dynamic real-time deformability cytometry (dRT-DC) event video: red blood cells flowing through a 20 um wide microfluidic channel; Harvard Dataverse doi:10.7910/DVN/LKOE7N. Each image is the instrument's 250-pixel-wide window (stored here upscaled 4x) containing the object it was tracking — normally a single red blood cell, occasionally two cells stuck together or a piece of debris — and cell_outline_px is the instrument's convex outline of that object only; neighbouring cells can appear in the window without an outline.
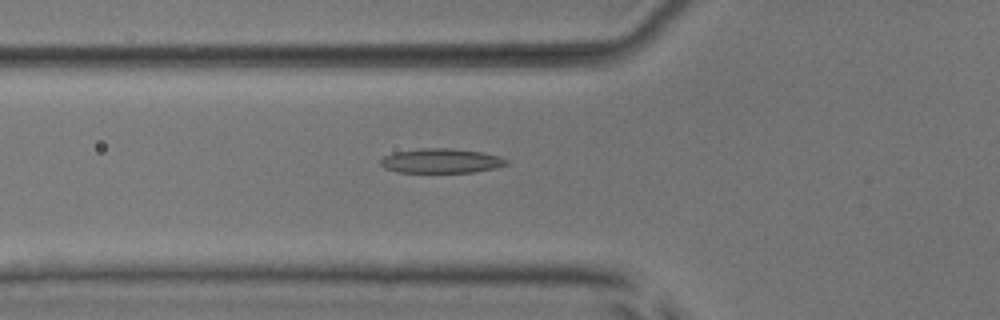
{"species": "common noctule bat (a hibernating species)", "species_latin": "Nyctalus noctula", "temperature_condition": "room temperature", "stored_images_in_passage": 52, "camera_frame_rate_fps": 3000, "um_per_image_px": 0.085, "animal": {"sex": "male", "body_mass_g": 17.9, "forearm_length_mm": 54.2}, "frame": {"image": 1, "passage_image": 19, "time_ms": 6.0, "image_size_px": [1000, 320], "cell_outline_px": [[508, 164], [496, 168], [472, 172], [396, 172], [384, 168], [380, 164], [380, 160], [384, 156], [392, 152], [420, 148], [452, 148], [480, 152], [500, 156], [508, 160]], "centroid_in_image_um": [37.47, 13.66], "position_along_channel_um": 88.3, "area_um2": 18.09}}
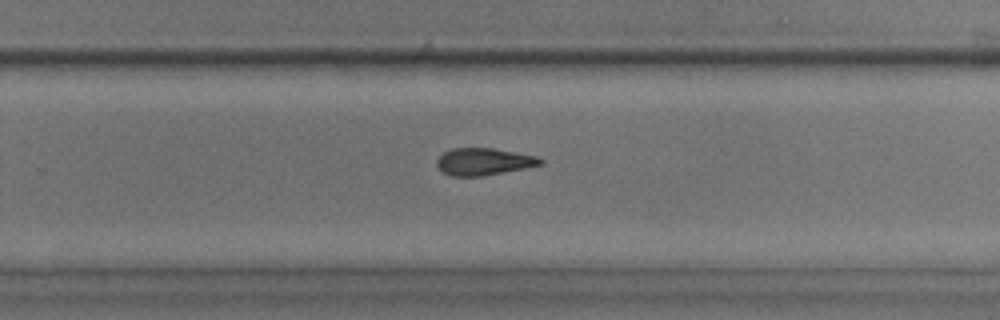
{"frame": {"image": 2, "passage_image": 34, "time_ms": 11.0, "image_size_px": [1000, 320], "cell_outline_px": [[544, 164], [524, 168], [480, 176], [452, 176], [444, 172], [436, 164], [436, 160], [444, 152], [452, 148], [492, 148], [536, 156], [544, 160]], "centroid_in_image_um": [41.12, 13.73], "position_along_channel_um": 288.7, "area_um2": 16.13}}
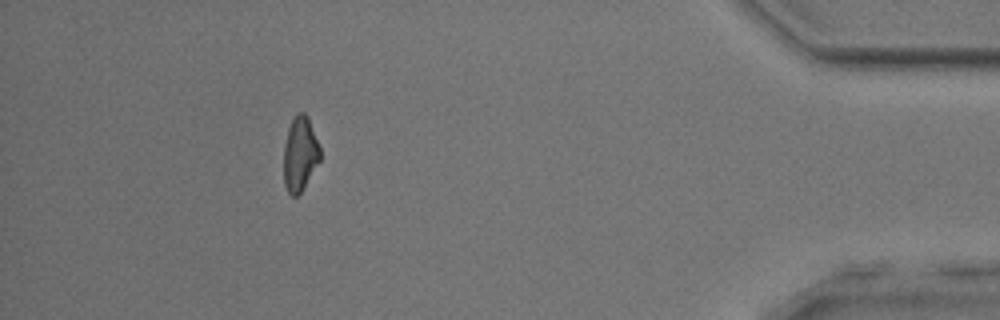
{"frame": {"image": 3, "passage_image": 47, "time_ms": 15.333, "image_size_px": [1000, 320], "cell_outline_px": [[320, 160], [300, 192], [296, 196], [292, 196], [288, 192], [284, 184], [284, 144], [288, 128], [296, 112], [304, 112], [308, 116], [320, 148]], "centroid_in_image_um": [25.49, 13.05], "position_along_channel_um": 409.7, "area_um2": 15.66}, "authors_computed_cell_mechanics": {"area_um2": 17.4267, "velocity_mm_per_s": 4.0163, "shape_relaxation_time_tau1_ms": 3.7998, "shape_relaxation_time_tau2_ms": 6.2817, "deformation_change_tau1": 0.1211, "deformation_change_tau2": 0.1809}}